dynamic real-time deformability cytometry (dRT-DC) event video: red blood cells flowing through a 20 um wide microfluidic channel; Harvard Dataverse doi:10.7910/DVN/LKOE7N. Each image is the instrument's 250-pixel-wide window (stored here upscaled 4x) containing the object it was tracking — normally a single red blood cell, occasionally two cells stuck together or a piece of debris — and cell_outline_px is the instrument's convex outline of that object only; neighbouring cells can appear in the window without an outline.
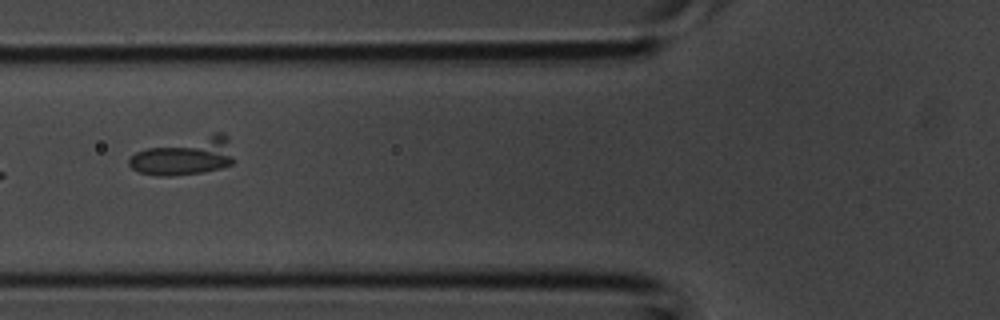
{"species": "common noctule bat (a hibernating species)", "species_latin": "Nyctalus noctula", "temperature_condition": "room temperature", "stored_images_in_passage": 4, "camera_frame_rate_fps": 3000, "um_per_image_px": 0.085, "animal": {"sex": "male", "body_mass_g": 20.1, "forearm_length_mm": 53.5}, "frame": {"image": 1, "passage_image": 4, "time_ms": 1.0, "image_size_px": [1000, 320], "cell_outline_px": [[232, 164], [220, 168], [204, 172], [172, 176], [156, 176], [140, 172], [132, 168], [128, 164], [128, 160], [136, 152], [148, 148], [212, 132], [224, 132], [228, 136], [232, 160]], "centroid_in_image_um": [15.7, 13.27], "position_along_channel_um": 110.1, "area_um2": 23.0}}